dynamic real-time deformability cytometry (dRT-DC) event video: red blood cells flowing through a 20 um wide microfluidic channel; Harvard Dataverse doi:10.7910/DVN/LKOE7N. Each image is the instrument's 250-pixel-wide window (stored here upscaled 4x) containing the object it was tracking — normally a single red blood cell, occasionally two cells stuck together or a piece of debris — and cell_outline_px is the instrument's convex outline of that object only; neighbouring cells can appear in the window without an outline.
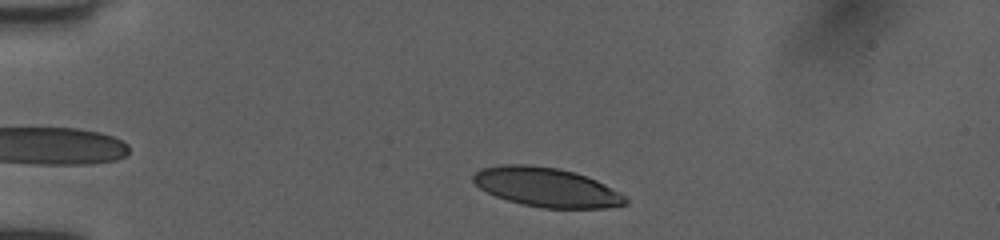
{"species": "human", "species_latin": "Homo sapiens", "temperature_condition": "room temperature", "stored_images_in_passage": 42, "camera_frame_rate_fps": 3000, "um_per_image_px": 0.085, "donor": {"sex": "female"}, "frame": {"image": 1, "passage_image": 3, "time_ms": 0.667, "image_size_px": [1000, 240], "cell_outline_px": [[628, 204], [604, 208], [544, 208], [524, 204], [508, 200], [496, 196], [480, 188], [472, 180], [472, 176], [480, 168], [500, 164], [528, 164], [556, 168], [572, 172], [596, 180], [620, 192], [628, 200]], "centroid_in_image_um": [46.44, 15.91], "position_along_channel_um": 38.6, "area_um2": 34.56}}
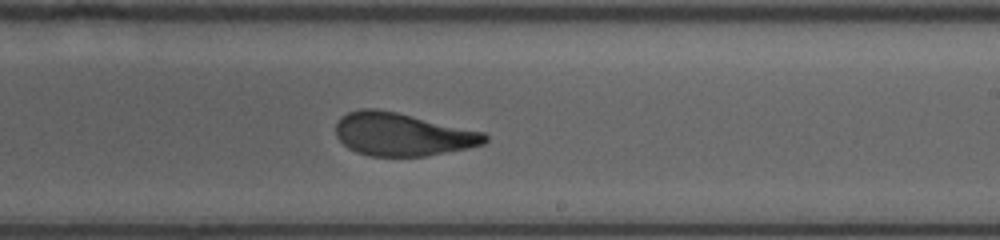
{"frame": {"image": 2, "passage_image": 23, "time_ms": 7.333, "image_size_px": [1000, 240], "cell_outline_px": [[488, 140], [484, 144], [468, 148], [424, 156], [368, 156], [356, 152], [348, 148], [336, 136], [336, 124], [340, 116], [348, 112], [360, 108], [376, 108], [396, 112], [484, 132], [488, 136]], "centroid_in_image_um": [34.17, 11.42], "position_along_channel_um": 254.8, "area_um2": 37.34}}
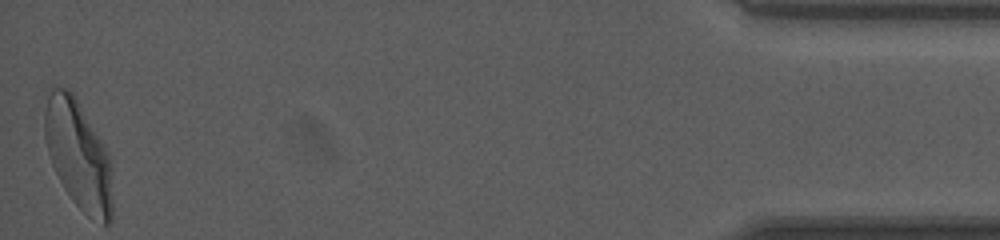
{"frame": {"image": 3, "passage_image": 42, "time_ms": 13.667, "image_size_px": [1000, 240], "cell_outline_px": [[112, 220], [108, 224], [104, 224], [92, 220], [72, 200], [64, 188], [52, 164], [48, 152], [44, 136], [44, 112], [48, 96], [52, 84], [68, 88], [76, 96], [108, 152], [112, 204]], "centroid_in_image_um": [6.63, 13.13], "position_along_channel_um": 428.6, "area_um2": 43.0}, "authors_computed_cell_mechanics": {"area_um2": 37.9457, "velocity_mm_per_s": 4.0301, "shape_relaxation_time_tau1_ms": 3.9451, "shape_relaxation_time_tau2_ms": 1.2254, "deformation_change_tau1": 0.1749, "deformation_change_tau2": 0.092}}